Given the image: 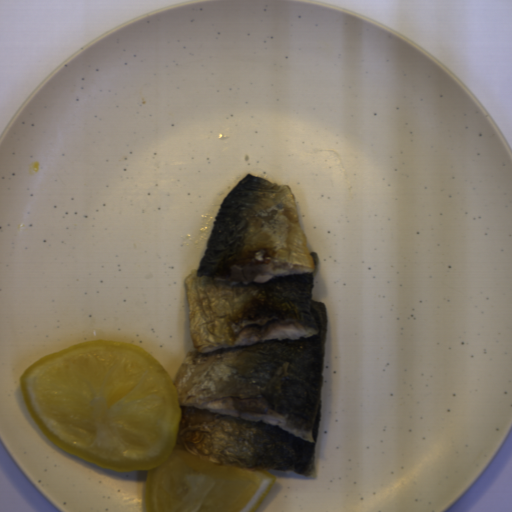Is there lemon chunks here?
I'll list each match as a JSON object with an SVG mask.
<instances>
[{
    "label": "lemon chunks",
    "mask_w": 512,
    "mask_h": 512,
    "mask_svg": "<svg viewBox=\"0 0 512 512\" xmlns=\"http://www.w3.org/2000/svg\"><path fill=\"white\" fill-rule=\"evenodd\" d=\"M25 407L49 441L104 469L146 470L144 512H257L276 485L190 453L169 372L147 350L81 340L43 356L19 380Z\"/></svg>",
    "instance_id": "e0be4373"
}]
</instances>
